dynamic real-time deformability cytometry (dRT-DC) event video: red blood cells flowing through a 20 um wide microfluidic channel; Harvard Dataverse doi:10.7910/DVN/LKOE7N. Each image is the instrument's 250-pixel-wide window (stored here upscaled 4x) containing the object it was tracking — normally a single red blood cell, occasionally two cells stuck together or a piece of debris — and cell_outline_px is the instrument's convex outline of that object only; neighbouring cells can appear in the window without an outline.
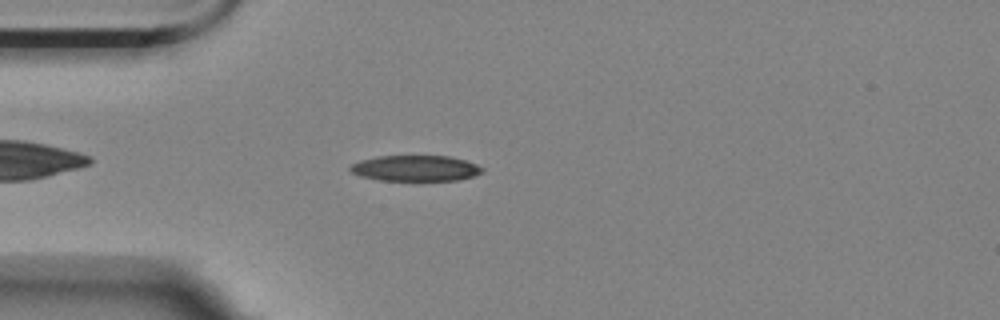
{"species": "Egyptian fruit bat (a non-hibernating species)", "species_latin": "Rousettus aegyptiacus", "temperature_condition": "room temperature", "stored_images_in_passage": 27, "camera_frame_rate_fps": 3000, "um_per_image_px": 0.085, "animal": {"sex": "female"}, "frame": {"image": 1, "passage_image": 6, "time_ms": 1.667, "image_size_px": [1000, 320], "cell_outline_px": [[484, 172], [460, 180], [380, 180], [360, 176], [352, 172], [348, 168], [352, 164], [360, 160], [376, 156], [448, 156], [468, 160], [484, 168]], "centroid_in_image_um": [35.34, 14.29], "position_along_channel_um": 49.7, "area_um2": 19.88}}
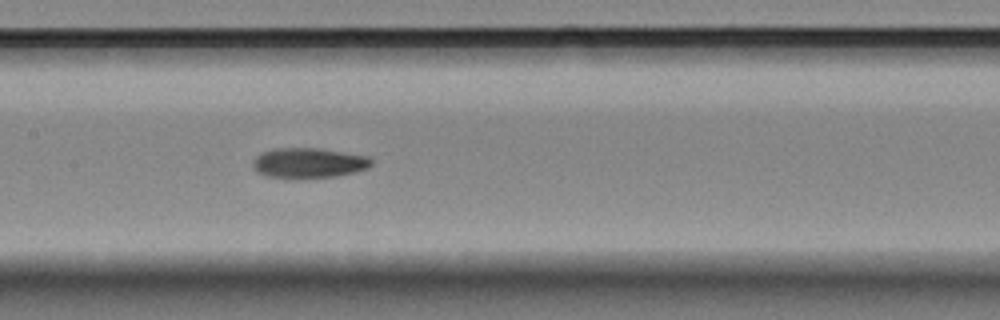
{"frame": {"image": 2, "passage_image": 18, "time_ms": 5.667, "image_size_px": [1000, 320], "cell_outline_px": [[372, 164], [368, 168], [356, 172], [336, 176], [292, 180], [268, 176], [256, 172], [252, 168], [252, 160], [260, 152], [272, 148], [324, 148], [368, 156], [372, 160]], "centroid_in_image_um": [26.19, 13.86], "position_along_channel_um": 181.2, "area_um2": 21.62}}
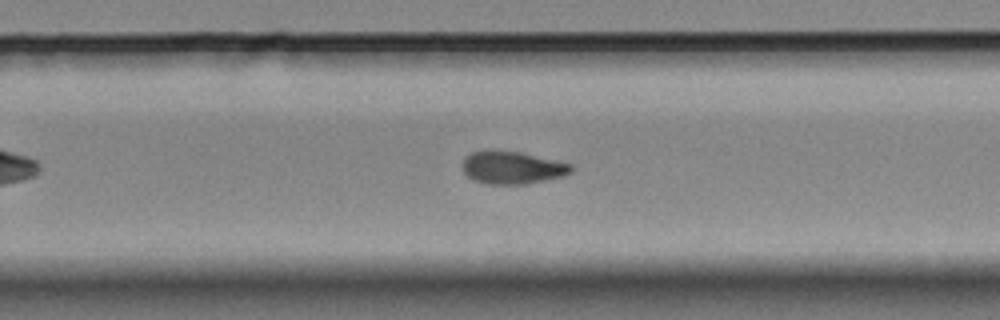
{"frame": {"image": 3, "passage_image": 27, "time_ms": 8.667, "image_size_px": [1000, 320], "cell_outline_px": [[572, 172], [560, 176], [524, 184], [488, 184], [472, 180], [464, 172], [464, 156], [472, 152], [488, 148], [520, 152], [572, 164]], "centroid_in_image_um": [43.48, 14.22], "position_along_channel_um": 286.3, "area_um2": 20.69}}